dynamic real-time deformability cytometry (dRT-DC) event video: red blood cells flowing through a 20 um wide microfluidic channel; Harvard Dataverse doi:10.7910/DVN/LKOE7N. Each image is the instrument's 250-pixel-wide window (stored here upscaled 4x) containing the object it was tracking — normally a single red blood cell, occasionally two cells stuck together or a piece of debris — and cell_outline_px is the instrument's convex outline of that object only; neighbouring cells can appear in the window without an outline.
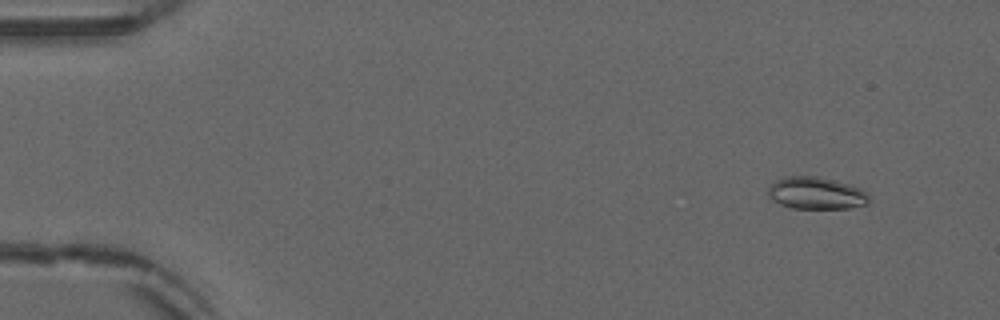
{"species": "common noctule bat (a hibernating species)", "species_latin": "Nyctalus noctula", "temperature_condition": "warm", "stored_images_in_passage": 53, "camera_frame_rate_fps": 3000, "um_per_image_px": 0.085, "animal": {"sex": "male", "forearm_length_mm": 52.5}, "frame": {"image": 1, "passage_image": 5, "time_ms": 1.333, "image_size_px": [1000, 320], "cell_outline_px": [[872, 200], [868, 204], [848, 208], [792, 208], [780, 204], [772, 200], [768, 196], [768, 188], [776, 180], [784, 176], [816, 176], [848, 184], [860, 188], [868, 192]], "centroid_in_image_um": [69.4, 16.42], "position_along_channel_um": 15.6, "area_um2": 19.02}}
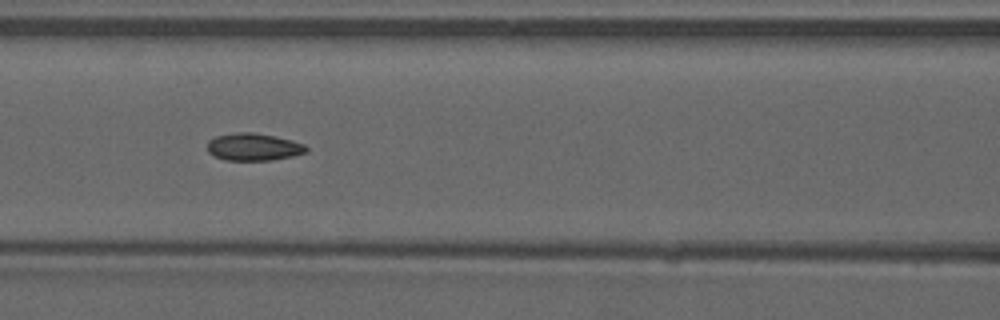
{"frame": {"image": 2, "passage_image": 24, "time_ms": 7.667, "image_size_px": [1000, 320], "cell_outline_px": [[308, 152], [292, 156], [272, 160], [224, 160], [208, 152], [208, 140], [216, 136], [240, 132], [252, 132], [276, 136], [292, 140], [304, 144], [308, 148]], "centroid_in_image_um": [21.58, 12.49], "position_along_channel_um": 145.0, "area_um2": 15.78}}
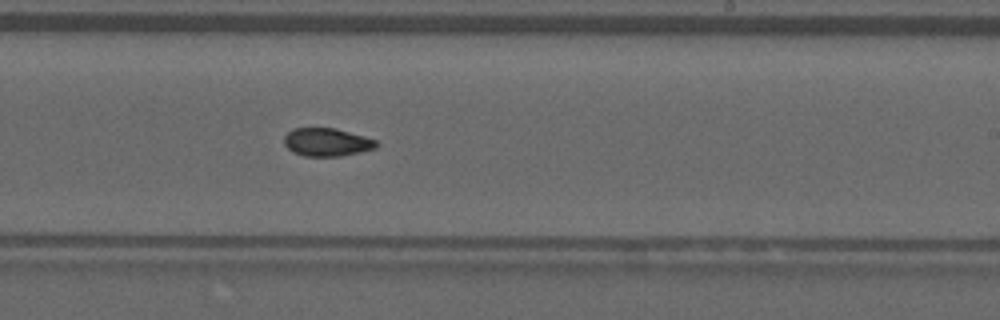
{"frame": {"image": 3, "passage_image": 33, "time_ms": 10.667, "image_size_px": [1000, 320], "cell_outline_px": [[380, 144], [376, 148], [360, 152], [340, 156], [304, 156], [292, 152], [284, 144], [284, 136], [292, 128], [336, 128], [364, 136], [376, 140]], "centroid_in_image_um": [27.78, 12.08], "position_along_channel_um": 261.2, "area_um2": 15.2}, "authors_computed_cell_mechanics": {"area_um2": 15.4904, "velocity_mm_per_s": 3.891, "shape_relaxation_time_tau1_ms": null, "shape_relaxation_time_tau2_ms": 2.1921, "deformation_change_tau1": null, "deformation_change_tau2": 0.0556}}